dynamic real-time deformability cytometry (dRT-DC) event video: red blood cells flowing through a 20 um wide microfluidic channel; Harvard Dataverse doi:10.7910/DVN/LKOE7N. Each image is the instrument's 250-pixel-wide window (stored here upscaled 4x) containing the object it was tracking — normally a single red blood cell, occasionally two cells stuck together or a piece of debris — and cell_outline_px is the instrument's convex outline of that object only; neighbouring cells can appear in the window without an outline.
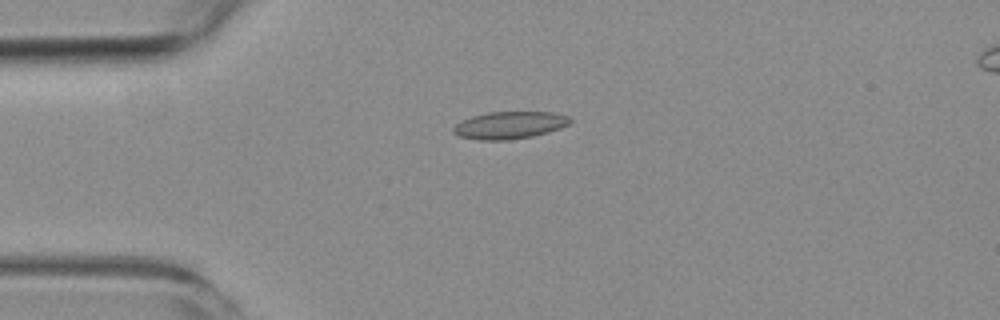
{"species": "common noctule bat (a hibernating species)", "species_latin": "Nyctalus noctula", "temperature_condition": "room temperature", "stored_images_in_passage": 4, "camera_frame_rate_fps": 3000, "um_per_image_px": 0.085, "animal": {"sex": "female", "body_mass_g": 19.3, "forearm_length_mm": 54.1}, "frame": {"image": 1, "passage_image": 4, "time_ms": 3.667, "image_size_px": [1000, 320], "cell_outline_px": [[572, 120], [568, 124], [560, 128], [548, 132], [532, 136], [508, 140], [480, 140], [460, 136], [452, 132], [452, 128], [456, 124], [472, 116], [488, 112], [552, 112], [568, 116]], "centroid_in_image_um": [43.31, 10.64], "position_along_channel_um": 41.7, "area_um2": 18.44}}